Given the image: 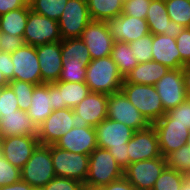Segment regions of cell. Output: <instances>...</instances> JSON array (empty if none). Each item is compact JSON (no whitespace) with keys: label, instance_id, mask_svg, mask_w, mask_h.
<instances>
[{"label":"cell","instance_id":"d4e9b609","mask_svg":"<svg viewBox=\"0 0 190 190\" xmlns=\"http://www.w3.org/2000/svg\"><path fill=\"white\" fill-rule=\"evenodd\" d=\"M152 60L169 69H180V53L176 46V38L165 34H152Z\"/></svg>","mask_w":190,"mask_h":190},{"label":"cell","instance_id":"8fae6325","mask_svg":"<svg viewBox=\"0 0 190 190\" xmlns=\"http://www.w3.org/2000/svg\"><path fill=\"white\" fill-rule=\"evenodd\" d=\"M152 125L157 132L159 149L163 157L166 158L170 153L186 144L189 134L186 124L173 123V119L164 114Z\"/></svg>","mask_w":190,"mask_h":190},{"label":"cell","instance_id":"8d00e7d4","mask_svg":"<svg viewBox=\"0 0 190 190\" xmlns=\"http://www.w3.org/2000/svg\"><path fill=\"white\" fill-rule=\"evenodd\" d=\"M8 85L12 88L16 95L19 110L27 111L31 106V98L35 84L19 80H12Z\"/></svg>","mask_w":190,"mask_h":190},{"label":"cell","instance_id":"30bf717a","mask_svg":"<svg viewBox=\"0 0 190 190\" xmlns=\"http://www.w3.org/2000/svg\"><path fill=\"white\" fill-rule=\"evenodd\" d=\"M108 95L97 92L89 94L74 108L76 128L96 127L107 118Z\"/></svg>","mask_w":190,"mask_h":190},{"label":"cell","instance_id":"d590c367","mask_svg":"<svg viewBox=\"0 0 190 190\" xmlns=\"http://www.w3.org/2000/svg\"><path fill=\"white\" fill-rule=\"evenodd\" d=\"M87 66L83 62L63 60L62 71L58 81L85 82Z\"/></svg>","mask_w":190,"mask_h":190},{"label":"cell","instance_id":"5b68a950","mask_svg":"<svg viewBox=\"0 0 190 190\" xmlns=\"http://www.w3.org/2000/svg\"><path fill=\"white\" fill-rule=\"evenodd\" d=\"M55 176L72 178L85 183L89 171V155L78 154L51 145Z\"/></svg>","mask_w":190,"mask_h":190},{"label":"cell","instance_id":"7c38bea8","mask_svg":"<svg viewBox=\"0 0 190 190\" xmlns=\"http://www.w3.org/2000/svg\"><path fill=\"white\" fill-rule=\"evenodd\" d=\"M154 86L160 96L165 112L176 108L187 100V92L183 81V68L169 69Z\"/></svg>","mask_w":190,"mask_h":190},{"label":"cell","instance_id":"db71d44e","mask_svg":"<svg viewBox=\"0 0 190 190\" xmlns=\"http://www.w3.org/2000/svg\"><path fill=\"white\" fill-rule=\"evenodd\" d=\"M8 84H9V81L6 79V77L0 71V89L8 86Z\"/></svg>","mask_w":190,"mask_h":190},{"label":"cell","instance_id":"83f0119b","mask_svg":"<svg viewBox=\"0 0 190 190\" xmlns=\"http://www.w3.org/2000/svg\"><path fill=\"white\" fill-rule=\"evenodd\" d=\"M30 5L12 10L0 16V32L23 37Z\"/></svg>","mask_w":190,"mask_h":190},{"label":"cell","instance_id":"f5cc1de1","mask_svg":"<svg viewBox=\"0 0 190 190\" xmlns=\"http://www.w3.org/2000/svg\"><path fill=\"white\" fill-rule=\"evenodd\" d=\"M83 190H110V183L105 186H88L84 185Z\"/></svg>","mask_w":190,"mask_h":190},{"label":"cell","instance_id":"9f6ffc18","mask_svg":"<svg viewBox=\"0 0 190 190\" xmlns=\"http://www.w3.org/2000/svg\"><path fill=\"white\" fill-rule=\"evenodd\" d=\"M186 144H188V146L190 147V129H189V134H188Z\"/></svg>","mask_w":190,"mask_h":190},{"label":"cell","instance_id":"f907efd6","mask_svg":"<svg viewBox=\"0 0 190 190\" xmlns=\"http://www.w3.org/2000/svg\"><path fill=\"white\" fill-rule=\"evenodd\" d=\"M0 190H35V188L25 181L19 180L11 185L0 186Z\"/></svg>","mask_w":190,"mask_h":190},{"label":"cell","instance_id":"11a10c76","mask_svg":"<svg viewBox=\"0 0 190 190\" xmlns=\"http://www.w3.org/2000/svg\"><path fill=\"white\" fill-rule=\"evenodd\" d=\"M181 190H190V177L183 182Z\"/></svg>","mask_w":190,"mask_h":190},{"label":"cell","instance_id":"d6986e66","mask_svg":"<svg viewBox=\"0 0 190 190\" xmlns=\"http://www.w3.org/2000/svg\"><path fill=\"white\" fill-rule=\"evenodd\" d=\"M115 42L131 43L144 35L150 34L145 19L120 14L106 21Z\"/></svg>","mask_w":190,"mask_h":190},{"label":"cell","instance_id":"f546056e","mask_svg":"<svg viewBox=\"0 0 190 190\" xmlns=\"http://www.w3.org/2000/svg\"><path fill=\"white\" fill-rule=\"evenodd\" d=\"M110 57L114 60L124 78L139 64L129 43L126 42H114Z\"/></svg>","mask_w":190,"mask_h":190},{"label":"cell","instance_id":"6f0895ef","mask_svg":"<svg viewBox=\"0 0 190 190\" xmlns=\"http://www.w3.org/2000/svg\"><path fill=\"white\" fill-rule=\"evenodd\" d=\"M187 101L190 103V94H187Z\"/></svg>","mask_w":190,"mask_h":190},{"label":"cell","instance_id":"ba28073f","mask_svg":"<svg viewBox=\"0 0 190 190\" xmlns=\"http://www.w3.org/2000/svg\"><path fill=\"white\" fill-rule=\"evenodd\" d=\"M107 118L123 123L135 131L147 129L151 125L122 91L108 95Z\"/></svg>","mask_w":190,"mask_h":190},{"label":"cell","instance_id":"d6a6232c","mask_svg":"<svg viewBox=\"0 0 190 190\" xmlns=\"http://www.w3.org/2000/svg\"><path fill=\"white\" fill-rule=\"evenodd\" d=\"M167 14L171 21L190 28V2L188 0H165Z\"/></svg>","mask_w":190,"mask_h":190},{"label":"cell","instance_id":"74e56055","mask_svg":"<svg viewBox=\"0 0 190 190\" xmlns=\"http://www.w3.org/2000/svg\"><path fill=\"white\" fill-rule=\"evenodd\" d=\"M135 54L138 63H145L152 60V33L129 43Z\"/></svg>","mask_w":190,"mask_h":190},{"label":"cell","instance_id":"7a4b0ae2","mask_svg":"<svg viewBox=\"0 0 190 190\" xmlns=\"http://www.w3.org/2000/svg\"><path fill=\"white\" fill-rule=\"evenodd\" d=\"M121 91L151 125L166 114L154 85L123 83Z\"/></svg>","mask_w":190,"mask_h":190},{"label":"cell","instance_id":"7402d4cb","mask_svg":"<svg viewBox=\"0 0 190 190\" xmlns=\"http://www.w3.org/2000/svg\"><path fill=\"white\" fill-rule=\"evenodd\" d=\"M55 146L78 154L90 155L98 146L94 127H73L65 133Z\"/></svg>","mask_w":190,"mask_h":190},{"label":"cell","instance_id":"ee69618b","mask_svg":"<svg viewBox=\"0 0 190 190\" xmlns=\"http://www.w3.org/2000/svg\"><path fill=\"white\" fill-rule=\"evenodd\" d=\"M166 115L173 119V123L186 124L187 128L190 129V103L187 100L167 111Z\"/></svg>","mask_w":190,"mask_h":190},{"label":"cell","instance_id":"9c48e42d","mask_svg":"<svg viewBox=\"0 0 190 190\" xmlns=\"http://www.w3.org/2000/svg\"><path fill=\"white\" fill-rule=\"evenodd\" d=\"M167 160L162 155L158 158L142 160L129 164L124 169V177L135 187V190H152Z\"/></svg>","mask_w":190,"mask_h":190},{"label":"cell","instance_id":"7dc6e473","mask_svg":"<svg viewBox=\"0 0 190 190\" xmlns=\"http://www.w3.org/2000/svg\"><path fill=\"white\" fill-rule=\"evenodd\" d=\"M108 150L123 170L129 165L128 144H125V147H111Z\"/></svg>","mask_w":190,"mask_h":190},{"label":"cell","instance_id":"6da1fadb","mask_svg":"<svg viewBox=\"0 0 190 190\" xmlns=\"http://www.w3.org/2000/svg\"><path fill=\"white\" fill-rule=\"evenodd\" d=\"M124 77L109 56L91 60L86 68L85 83L90 92L106 95L121 91Z\"/></svg>","mask_w":190,"mask_h":190},{"label":"cell","instance_id":"ffe728a7","mask_svg":"<svg viewBox=\"0 0 190 190\" xmlns=\"http://www.w3.org/2000/svg\"><path fill=\"white\" fill-rule=\"evenodd\" d=\"M41 84L54 83L60 78L63 58L61 56V41L36 46Z\"/></svg>","mask_w":190,"mask_h":190},{"label":"cell","instance_id":"7bdbcfd3","mask_svg":"<svg viewBox=\"0 0 190 190\" xmlns=\"http://www.w3.org/2000/svg\"><path fill=\"white\" fill-rule=\"evenodd\" d=\"M84 184L72 178L55 176L42 190H83Z\"/></svg>","mask_w":190,"mask_h":190},{"label":"cell","instance_id":"4dcf8cb0","mask_svg":"<svg viewBox=\"0 0 190 190\" xmlns=\"http://www.w3.org/2000/svg\"><path fill=\"white\" fill-rule=\"evenodd\" d=\"M61 56L63 60L80 61L86 66L92 60L90 52L81 38L61 40Z\"/></svg>","mask_w":190,"mask_h":190},{"label":"cell","instance_id":"816d5d0a","mask_svg":"<svg viewBox=\"0 0 190 190\" xmlns=\"http://www.w3.org/2000/svg\"><path fill=\"white\" fill-rule=\"evenodd\" d=\"M183 81L187 94H190V66L183 68Z\"/></svg>","mask_w":190,"mask_h":190},{"label":"cell","instance_id":"f35d334b","mask_svg":"<svg viewBox=\"0 0 190 190\" xmlns=\"http://www.w3.org/2000/svg\"><path fill=\"white\" fill-rule=\"evenodd\" d=\"M21 180V169L13 166L0 154V186L11 185Z\"/></svg>","mask_w":190,"mask_h":190},{"label":"cell","instance_id":"681fc988","mask_svg":"<svg viewBox=\"0 0 190 190\" xmlns=\"http://www.w3.org/2000/svg\"><path fill=\"white\" fill-rule=\"evenodd\" d=\"M110 190H135V187L123 176L110 183Z\"/></svg>","mask_w":190,"mask_h":190},{"label":"cell","instance_id":"ab89813d","mask_svg":"<svg viewBox=\"0 0 190 190\" xmlns=\"http://www.w3.org/2000/svg\"><path fill=\"white\" fill-rule=\"evenodd\" d=\"M151 0H124L121 14L146 19Z\"/></svg>","mask_w":190,"mask_h":190},{"label":"cell","instance_id":"5bb4252c","mask_svg":"<svg viewBox=\"0 0 190 190\" xmlns=\"http://www.w3.org/2000/svg\"><path fill=\"white\" fill-rule=\"evenodd\" d=\"M11 60L14 64L13 80L41 84V71L35 46L23 44L11 53Z\"/></svg>","mask_w":190,"mask_h":190},{"label":"cell","instance_id":"277c9868","mask_svg":"<svg viewBox=\"0 0 190 190\" xmlns=\"http://www.w3.org/2000/svg\"><path fill=\"white\" fill-rule=\"evenodd\" d=\"M124 176V170L108 149L97 147L89 155V171L84 185L105 186Z\"/></svg>","mask_w":190,"mask_h":190},{"label":"cell","instance_id":"f6af8a7d","mask_svg":"<svg viewBox=\"0 0 190 190\" xmlns=\"http://www.w3.org/2000/svg\"><path fill=\"white\" fill-rule=\"evenodd\" d=\"M23 44V37L0 32V47L2 52L12 53Z\"/></svg>","mask_w":190,"mask_h":190},{"label":"cell","instance_id":"60d3db41","mask_svg":"<svg viewBox=\"0 0 190 190\" xmlns=\"http://www.w3.org/2000/svg\"><path fill=\"white\" fill-rule=\"evenodd\" d=\"M176 46L180 53V68L190 66V28H184L176 37Z\"/></svg>","mask_w":190,"mask_h":190},{"label":"cell","instance_id":"2e32d148","mask_svg":"<svg viewBox=\"0 0 190 190\" xmlns=\"http://www.w3.org/2000/svg\"><path fill=\"white\" fill-rule=\"evenodd\" d=\"M38 136H11L0 138V154L13 166L22 168L39 144Z\"/></svg>","mask_w":190,"mask_h":190},{"label":"cell","instance_id":"4316f807","mask_svg":"<svg viewBox=\"0 0 190 190\" xmlns=\"http://www.w3.org/2000/svg\"><path fill=\"white\" fill-rule=\"evenodd\" d=\"M168 70L167 66L153 60L139 63L125 76L123 83L155 85Z\"/></svg>","mask_w":190,"mask_h":190},{"label":"cell","instance_id":"836d02e7","mask_svg":"<svg viewBox=\"0 0 190 190\" xmlns=\"http://www.w3.org/2000/svg\"><path fill=\"white\" fill-rule=\"evenodd\" d=\"M187 178L179 171L166 166L159 178L155 181L152 190H181L182 184Z\"/></svg>","mask_w":190,"mask_h":190},{"label":"cell","instance_id":"e0dca14e","mask_svg":"<svg viewBox=\"0 0 190 190\" xmlns=\"http://www.w3.org/2000/svg\"><path fill=\"white\" fill-rule=\"evenodd\" d=\"M127 144L129 164L161 156L158 135L153 125L144 130L135 131Z\"/></svg>","mask_w":190,"mask_h":190},{"label":"cell","instance_id":"4fadbf2b","mask_svg":"<svg viewBox=\"0 0 190 190\" xmlns=\"http://www.w3.org/2000/svg\"><path fill=\"white\" fill-rule=\"evenodd\" d=\"M75 124V112L71 108L54 110L38 127L39 144L53 145Z\"/></svg>","mask_w":190,"mask_h":190},{"label":"cell","instance_id":"52a82bcc","mask_svg":"<svg viewBox=\"0 0 190 190\" xmlns=\"http://www.w3.org/2000/svg\"><path fill=\"white\" fill-rule=\"evenodd\" d=\"M91 20L87 0H68L58 20L62 40L81 38Z\"/></svg>","mask_w":190,"mask_h":190},{"label":"cell","instance_id":"8992f818","mask_svg":"<svg viewBox=\"0 0 190 190\" xmlns=\"http://www.w3.org/2000/svg\"><path fill=\"white\" fill-rule=\"evenodd\" d=\"M61 40L58 21L42 16L31 9L29 10L23 34L24 44L36 47Z\"/></svg>","mask_w":190,"mask_h":190},{"label":"cell","instance_id":"cb8c5ba5","mask_svg":"<svg viewBox=\"0 0 190 190\" xmlns=\"http://www.w3.org/2000/svg\"><path fill=\"white\" fill-rule=\"evenodd\" d=\"M21 135L38 136V127L27 111L17 110L0 116V138Z\"/></svg>","mask_w":190,"mask_h":190},{"label":"cell","instance_id":"44dd1931","mask_svg":"<svg viewBox=\"0 0 190 190\" xmlns=\"http://www.w3.org/2000/svg\"><path fill=\"white\" fill-rule=\"evenodd\" d=\"M97 146L104 149L125 147L135 130L115 120L105 118L96 127Z\"/></svg>","mask_w":190,"mask_h":190},{"label":"cell","instance_id":"f1b7e54d","mask_svg":"<svg viewBox=\"0 0 190 190\" xmlns=\"http://www.w3.org/2000/svg\"><path fill=\"white\" fill-rule=\"evenodd\" d=\"M124 0H87L92 20L107 21L118 17L123 10Z\"/></svg>","mask_w":190,"mask_h":190},{"label":"cell","instance_id":"bcb514c9","mask_svg":"<svg viewBox=\"0 0 190 190\" xmlns=\"http://www.w3.org/2000/svg\"><path fill=\"white\" fill-rule=\"evenodd\" d=\"M14 64L11 60V53L0 52V71L10 82L13 80Z\"/></svg>","mask_w":190,"mask_h":190},{"label":"cell","instance_id":"9a60e30c","mask_svg":"<svg viewBox=\"0 0 190 190\" xmlns=\"http://www.w3.org/2000/svg\"><path fill=\"white\" fill-rule=\"evenodd\" d=\"M81 39L86 44L92 60L109 56L114 45L106 21L91 20L82 32Z\"/></svg>","mask_w":190,"mask_h":190},{"label":"cell","instance_id":"e575fe53","mask_svg":"<svg viewBox=\"0 0 190 190\" xmlns=\"http://www.w3.org/2000/svg\"><path fill=\"white\" fill-rule=\"evenodd\" d=\"M167 166L186 177H190V147L188 144L170 153L167 157Z\"/></svg>","mask_w":190,"mask_h":190},{"label":"cell","instance_id":"c3c4849f","mask_svg":"<svg viewBox=\"0 0 190 190\" xmlns=\"http://www.w3.org/2000/svg\"><path fill=\"white\" fill-rule=\"evenodd\" d=\"M29 0H0V16L9 11L25 7Z\"/></svg>","mask_w":190,"mask_h":190},{"label":"cell","instance_id":"b9f144b4","mask_svg":"<svg viewBox=\"0 0 190 190\" xmlns=\"http://www.w3.org/2000/svg\"><path fill=\"white\" fill-rule=\"evenodd\" d=\"M17 110H19V105L17 103V98L12 88L9 85L1 88L0 89V116L13 113L14 111H17Z\"/></svg>","mask_w":190,"mask_h":190},{"label":"cell","instance_id":"3957f363","mask_svg":"<svg viewBox=\"0 0 190 190\" xmlns=\"http://www.w3.org/2000/svg\"><path fill=\"white\" fill-rule=\"evenodd\" d=\"M55 177L51 145L38 144L30 159L21 168V180L35 189L46 186Z\"/></svg>","mask_w":190,"mask_h":190},{"label":"cell","instance_id":"ac0fdd59","mask_svg":"<svg viewBox=\"0 0 190 190\" xmlns=\"http://www.w3.org/2000/svg\"><path fill=\"white\" fill-rule=\"evenodd\" d=\"M89 92V87L85 82L57 81L50 83L51 107L53 111L63 108L73 109Z\"/></svg>","mask_w":190,"mask_h":190},{"label":"cell","instance_id":"484cf974","mask_svg":"<svg viewBox=\"0 0 190 190\" xmlns=\"http://www.w3.org/2000/svg\"><path fill=\"white\" fill-rule=\"evenodd\" d=\"M51 104L50 83L35 85L31 98V106L27 110V114L37 127H39L53 112Z\"/></svg>","mask_w":190,"mask_h":190},{"label":"cell","instance_id":"603a6c76","mask_svg":"<svg viewBox=\"0 0 190 190\" xmlns=\"http://www.w3.org/2000/svg\"><path fill=\"white\" fill-rule=\"evenodd\" d=\"M145 20L148 23L150 33L153 35L165 34L171 38H176L184 29L182 25L171 21L169 18L165 0H151Z\"/></svg>","mask_w":190,"mask_h":190},{"label":"cell","instance_id":"1f68e13d","mask_svg":"<svg viewBox=\"0 0 190 190\" xmlns=\"http://www.w3.org/2000/svg\"><path fill=\"white\" fill-rule=\"evenodd\" d=\"M68 0H29L31 10L58 21Z\"/></svg>","mask_w":190,"mask_h":190}]
</instances>
